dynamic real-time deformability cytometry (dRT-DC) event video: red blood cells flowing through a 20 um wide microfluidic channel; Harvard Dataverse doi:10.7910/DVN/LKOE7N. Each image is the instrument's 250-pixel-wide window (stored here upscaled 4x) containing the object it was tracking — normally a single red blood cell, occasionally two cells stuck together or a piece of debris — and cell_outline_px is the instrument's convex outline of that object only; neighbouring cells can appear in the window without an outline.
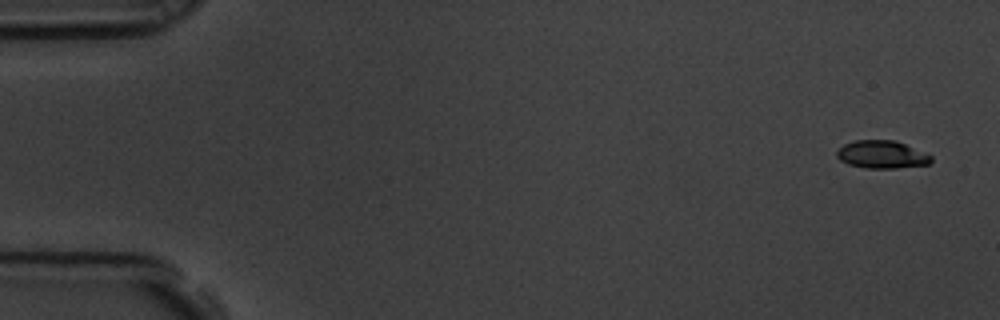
{"species": "common noctule bat (a hibernating species)", "species_latin": "Nyctalus noctula", "temperature_condition": "room temperature", "stored_images_in_passage": 5, "camera_frame_rate_fps": 3000, "um_per_image_px": 0.085, "animal": {"sex": "male", "body_mass_g": 19.5, "forearm_length_mm": 54.6}, "frame": {"image": 1, "passage_image": 1, "time_ms": 0.0, "image_size_px": [1000, 320], "cell_outline_px": [[932, 160], [928, 164], [896, 168], [864, 168], [848, 164], [840, 160], [836, 156], [836, 152], [844, 144], [856, 140], [896, 140], [932, 156]], "centroid_in_image_um": [74.93, 13.13], "position_along_channel_um": 10.1, "area_um2": 15.2}}